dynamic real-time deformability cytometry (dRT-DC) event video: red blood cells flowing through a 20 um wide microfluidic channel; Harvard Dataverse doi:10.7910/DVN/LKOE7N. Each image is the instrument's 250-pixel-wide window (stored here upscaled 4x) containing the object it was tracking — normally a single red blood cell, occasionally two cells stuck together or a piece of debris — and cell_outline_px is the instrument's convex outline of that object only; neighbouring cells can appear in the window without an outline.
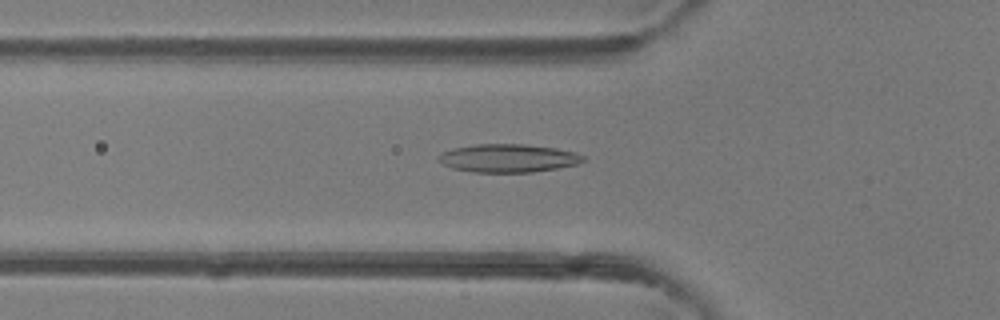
{"species": "common noctule bat (a hibernating species)", "species_latin": "Nyctalus noctula", "temperature_condition": "room temperature", "stored_images_in_passage": 41, "camera_frame_rate_fps": 3000, "um_per_image_px": 0.085, "animal": {"sex": "female"}, "frame": {"image": 1, "passage_image": 11, "time_ms": 3.333, "image_size_px": [1000, 320], "cell_outline_px": [[584, 160], [576, 164], [556, 168], [532, 172], [472, 172], [452, 168], [444, 164], [436, 156], [452, 148], [476, 144], [524, 144], [556, 148], [572, 152], [584, 156]], "centroid_in_image_um": [43.16, 13.44], "position_along_channel_um": 82.6, "area_um2": 23.52}}
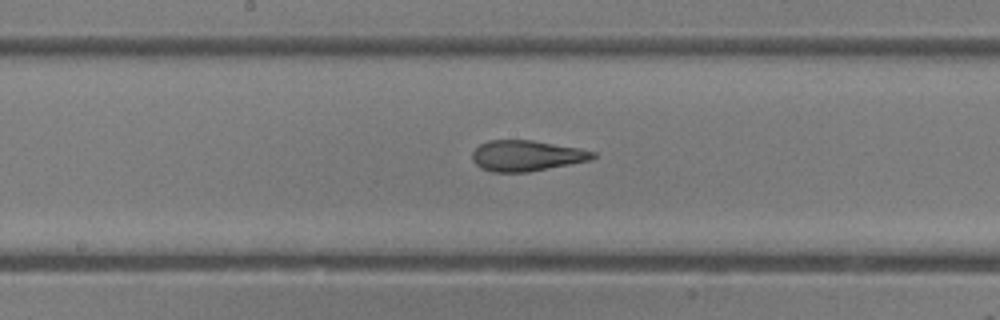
{"frame": {"image": 2, "passage_image": 19, "time_ms": 6.0, "image_size_px": [1000, 320], "cell_outline_px": [[596, 156], [592, 160], [528, 172], [492, 172], [480, 168], [472, 160], [472, 152], [480, 144], [488, 140], [532, 140], [580, 148], [596, 152]], "centroid_in_image_um": [44.76, 13.23], "position_along_channel_um": 203.4, "area_um2": 21.73}}
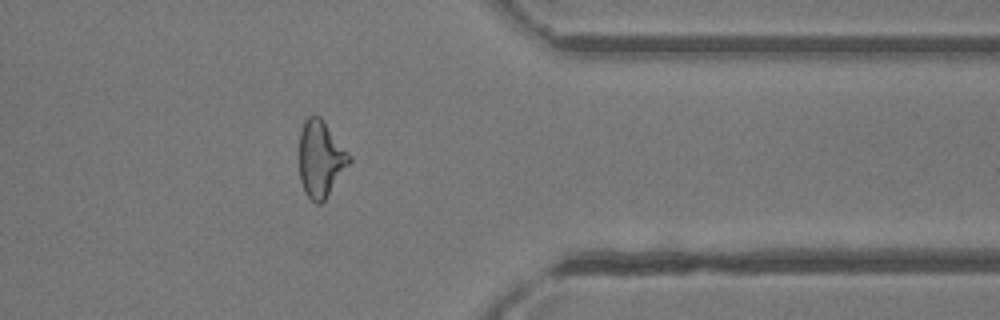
{"frame": {"image": 3, "passage_image": 32, "time_ms": 10.333, "image_size_px": [1000, 320], "cell_outline_px": [[352, 160], [324, 200], [320, 204], [316, 204], [304, 192], [300, 180], [300, 132], [304, 120], [312, 112], [320, 116], [324, 120], [352, 156]], "centroid_in_image_um": [27.26, 13.45], "position_along_channel_um": 384.1, "area_um2": 22.43}, "authors_computed_cell_mechanics": {"area_um2": 22.542, "velocity_mm_per_s": 4.4736, "shape_relaxation_time_tau1_ms": 7.042, "shape_relaxation_time_tau2_ms": 1.3458, "deformation_change_tau1": 0.2216, "deformation_change_tau2": 0.1016}}